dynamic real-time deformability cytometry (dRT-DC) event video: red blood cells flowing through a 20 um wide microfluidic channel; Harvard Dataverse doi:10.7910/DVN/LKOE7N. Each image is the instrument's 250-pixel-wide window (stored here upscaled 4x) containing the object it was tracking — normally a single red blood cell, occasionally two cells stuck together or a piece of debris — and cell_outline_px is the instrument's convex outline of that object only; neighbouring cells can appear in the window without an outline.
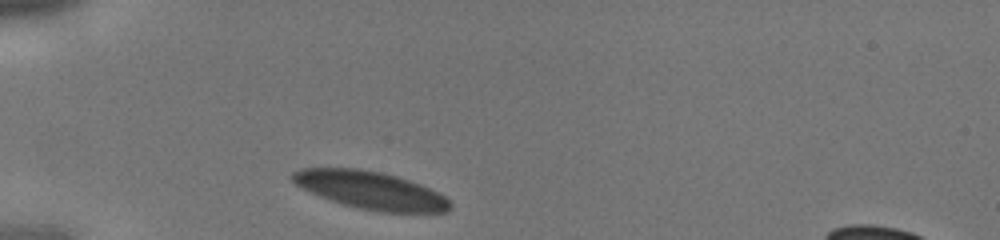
{"species": "human", "species_latin": "Homo sapiens", "temperature_condition": "cold", "stored_images_in_passage": 1, "camera_frame_rate_fps": 3000, "um_per_image_px": 0.085, "donor": {"sex": "male"}, "frame": {"image": 1, "passage_image": 1, "time_ms": 0.0, "image_size_px": [1000, 240], "cell_outline_px": [[452, 208], [448, 212], [380, 212], [360, 208], [344, 204], [320, 196], [296, 184], [288, 176], [292, 172], [300, 168], [356, 168], [384, 172], [420, 184], [444, 196], [452, 204]], "centroid_in_image_um": [31.5, 16.16], "position_along_channel_um": 53.5, "area_um2": 34.39}}